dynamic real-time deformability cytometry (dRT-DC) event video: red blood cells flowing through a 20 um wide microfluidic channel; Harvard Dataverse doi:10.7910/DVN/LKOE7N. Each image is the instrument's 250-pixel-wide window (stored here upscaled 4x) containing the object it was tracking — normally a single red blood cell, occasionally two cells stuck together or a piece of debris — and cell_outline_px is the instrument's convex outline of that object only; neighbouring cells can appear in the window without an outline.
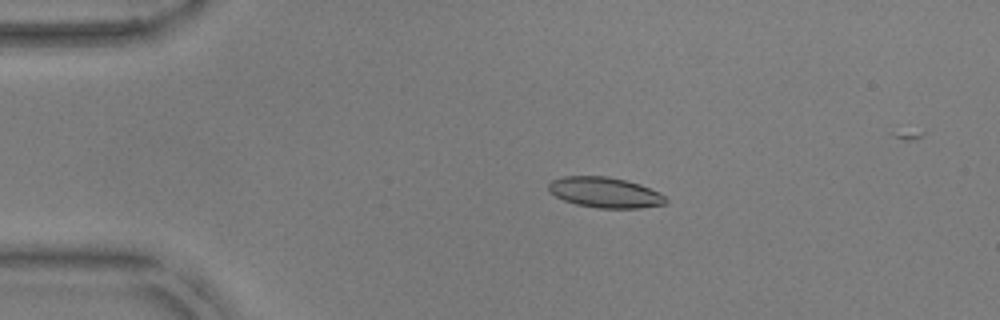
{"species": "common noctule bat (a hibernating species)", "species_latin": "Nyctalus noctula", "temperature_condition": "warm", "stored_images_in_passage": 43, "camera_frame_rate_fps": 3000, "um_per_image_px": 0.085, "animal": {"sex": "male", "body_mass_g": 17.9, "forearm_length_mm": 54.2}, "frame": {"image": 1, "passage_image": 8, "time_ms": 2.333, "image_size_px": [1000, 320], "cell_outline_px": [[668, 200], [664, 204], [640, 208], [596, 208], [576, 204], [564, 200], [548, 192], [548, 184], [552, 180], [564, 176], [608, 176], [640, 184], [660, 192]], "centroid_in_image_um": [51.41, 16.36], "position_along_channel_um": 33.6, "area_um2": 20.87}}
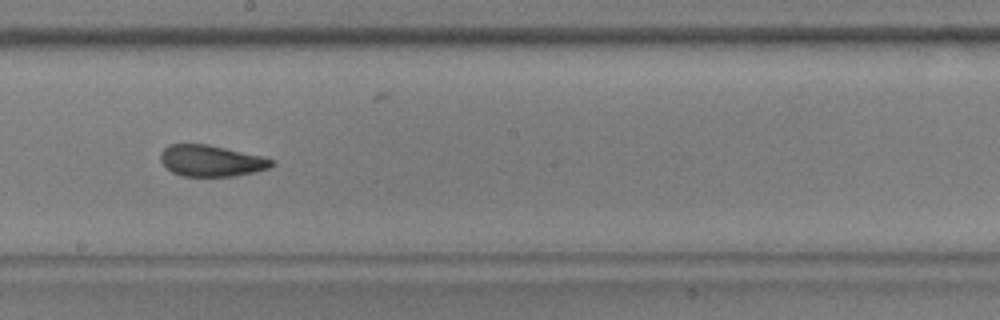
{"frame": {"image": 2, "passage_image": 27, "time_ms": 8.667, "image_size_px": [1000, 320], "cell_outline_px": [[276, 164], [268, 168], [252, 172], [232, 176], [184, 176], [172, 172], [160, 160], [160, 152], [168, 144], [208, 144], [260, 156], [276, 160]], "centroid_in_image_um": [17.94, 13.66], "position_along_channel_um": 230.3, "area_um2": 20.11}}
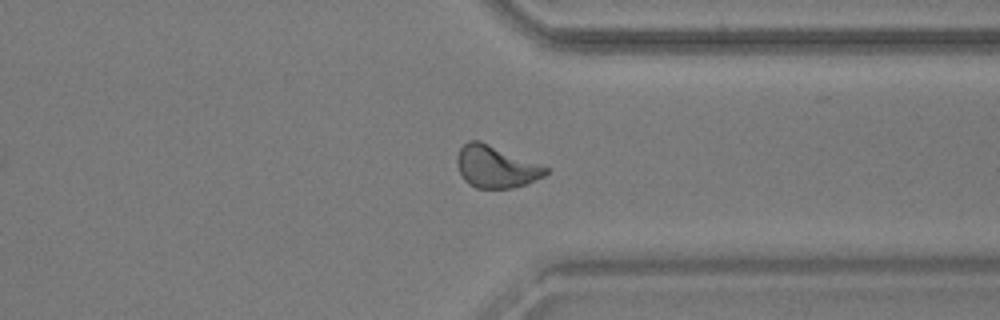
{"frame": {"image": 3, "passage_image": 38, "time_ms": 12.333, "image_size_px": [1000, 320], "cell_outline_px": [[548, 172], [544, 176], [524, 184], [512, 188], [476, 188], [468, 184], [464, 180], [460, 172], [456, 160], [460, 148], [468, 140], [480, 140], [548, 168]], "centroid_in_image_um": [42.11, 14.17], "position_along_channel_um": 369.3, "area_um2": 21.39}, "authors_computed_cell_mechanics": {"area_um2": 20.519, "velocity_mm_per_s": 3.8166, "shape_relaxation_time_tau1_ms": 7.2941, "shape_relaxation_time_tau2_ms": 1.6646, "deformation_change_tau1": 0.1822, "deformation_change_tau2": 0.0856}}